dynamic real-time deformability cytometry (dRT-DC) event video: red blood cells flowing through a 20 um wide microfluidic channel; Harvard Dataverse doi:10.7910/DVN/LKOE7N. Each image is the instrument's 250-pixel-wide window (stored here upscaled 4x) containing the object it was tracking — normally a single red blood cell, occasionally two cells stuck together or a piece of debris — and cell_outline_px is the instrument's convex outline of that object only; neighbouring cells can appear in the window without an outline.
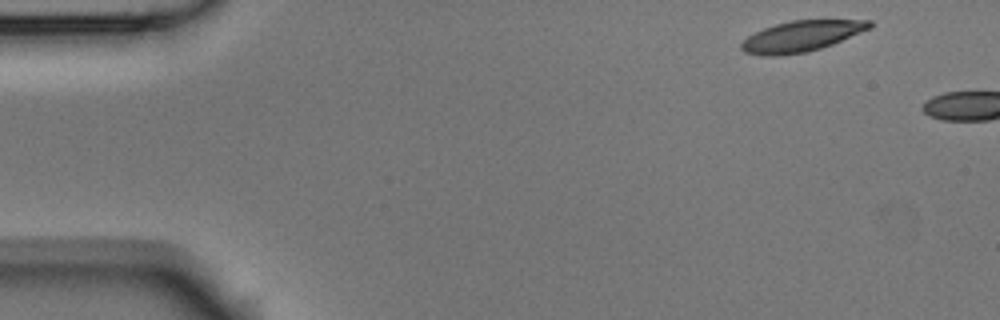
{"species": "Egyptian fruit bat (a non-hibernating species)", "species_latin": "Rousettus aegyptiacus", "temperature_condition": "room temperature", "stored_images_in_passage": 2, "camera_frame_rate_fps": 3000, "um_per_image_px": 0.085, "animal": {"sex": "male"}, "frame": {"image": 1, "passage_image": 1, "time_ms": 0.0, "image_size_px": [1000, 320], "cell_outline_px": [[872, 28], [832, 44], [808, 52], [776, 56], [764, 56], [744, 52], [740, 48], [740, 44], [748, 36], [764, 28], [776, 24], [792, 20], [872, 20]], "centroid_in_image_um": [68.12, 3.08], "position_along_channel_um": 16.9, "area_um2": 22.95}}